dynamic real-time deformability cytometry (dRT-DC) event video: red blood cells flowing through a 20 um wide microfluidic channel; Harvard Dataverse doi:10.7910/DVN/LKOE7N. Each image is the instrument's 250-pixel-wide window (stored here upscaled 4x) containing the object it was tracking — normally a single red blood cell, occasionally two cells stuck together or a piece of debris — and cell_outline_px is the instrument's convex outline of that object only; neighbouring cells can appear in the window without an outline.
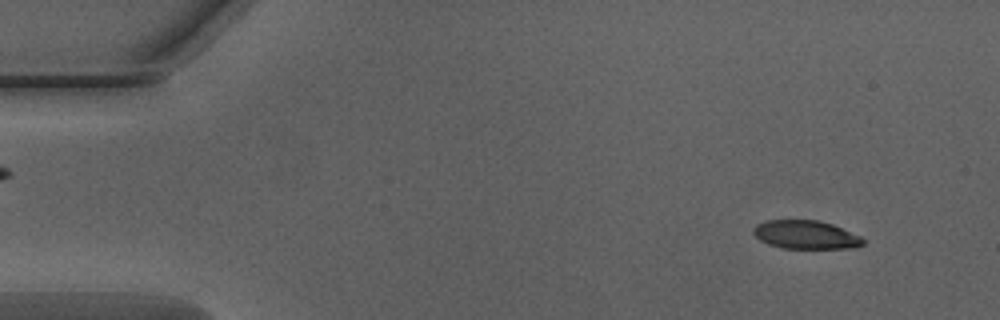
{"species": "Egyptian fruit bat (a non-hibernating species)", "species_latin": "Rousettus aegyptiacus", "temperature_condition": "warm", "stored_images_in_passage": 50, "camera_frame_rate_fps": 3000, "um_per_image_px": 0.085, "animal": {"sex": "male"}, "frame": {"image": 1, "passage_image": 4, "time_ms": 1.0, "image_size_px": [1000, 320], "cell_outline_px": [[868, 240], [864, 244], [856, 248], [784, 248], [768, 244], [760, 240], [752, 232], [752, 228], [756, 224], [768, 220], [820, 220], [832, 224], [860, 236]], "centroid_in_image_um": [68.51, 19.95], "position_along_channel_um": 16.5, "area_um2": 18.32}}
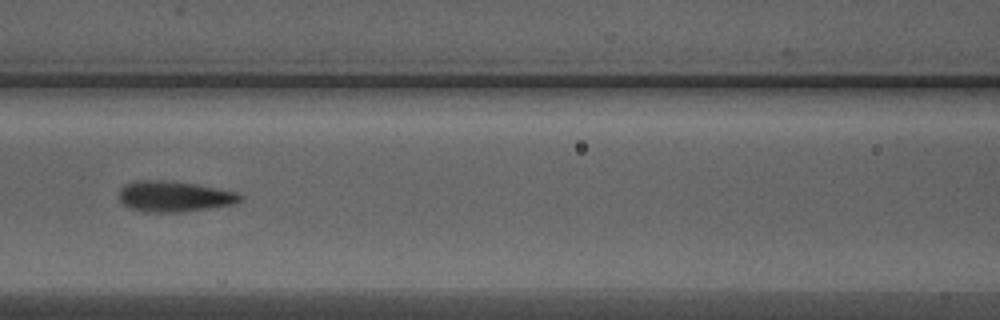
{"frame": {"image": 2, "passage_image": 22, "time_ms": 7.0, "image_size_px": [1000, 320], "cell_outline_px": [[244, 200], [232, 204], [212, 208], [180, 212], [144, 212], [128, 208], [120, 200], [120, 188], [124, 184], [136, 180], [164, 180], [196, 184], [236, 192], [244, 196]], "centroid_in_image_um": [14.81, 16.7], "position_along_channel_um": 151.8, "area_um2": 21.85}}
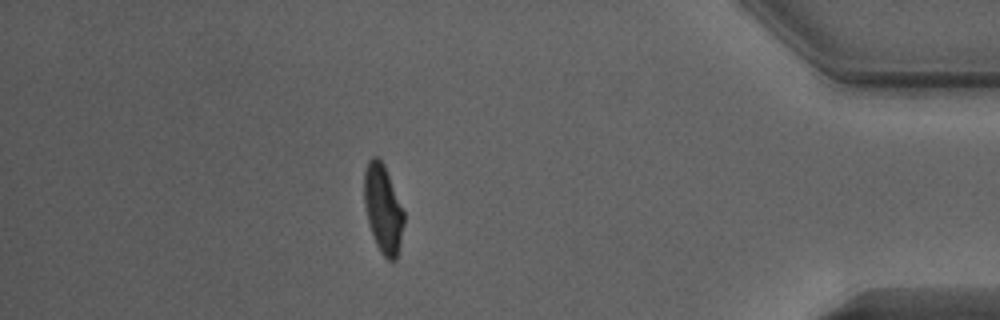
{"frame": {"image": 3, "passage_image": 44, "time_ms": 14.333, "image_size_px": [1000, 320], "cell_outline_px": [[404, 224], [400, 244], [396, 260], [388, 260], [380, 252], [376, 244], [368, 220], [364, 204], [364, 172], [368, 160], [372, 156], [376, 156], [384, 164], [404, 212]], "centroid_in_image_um": [32.56, 17.74], "position_along_channel_um": 402.6, "area_um2": 20.29}, "authors_computed_cell_mechanics": {"area_um2": 20.7791, "velocity_mm_per_s": 4.0347, "shape_relaxation_time_tau1_ms": 3.7195, "shape_relaxation_time_tau2_ms": 0.8461, "deformation_change_tau1": 0.1784, "deformation_change_tau2": 0.0792}}